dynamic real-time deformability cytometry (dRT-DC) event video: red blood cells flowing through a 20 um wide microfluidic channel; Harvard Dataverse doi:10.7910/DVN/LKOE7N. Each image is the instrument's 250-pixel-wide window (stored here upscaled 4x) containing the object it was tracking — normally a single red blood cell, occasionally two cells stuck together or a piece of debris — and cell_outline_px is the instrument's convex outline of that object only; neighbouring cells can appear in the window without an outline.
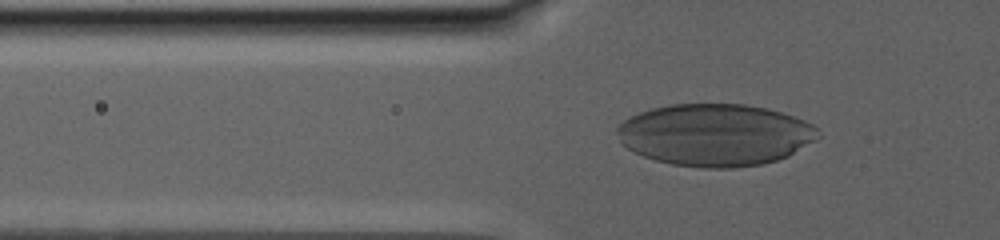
{"species": "human", "species_latin": "Homo sapiens", "temperature_condition": "warm", "stored_images_in_passage": 17, "camera_frame_rate_fps": 3000, "um_per_image_px": 0.085, "donor": {"sex": "male"}, "frame": {"image": 1, "passage_image": 3, "time_ms": 0.333, "image_size_px": [1000, 240], "cell_outline_px": [[820, 136], [816, 140], [788, 156], [776, 160], [760, 164], [732, 168], [700, 168], [672, 164], [656, 160], [644, 156], [628, 148], [620, 140], [616, 132], [616, 128], [624, 120], [640, 112], [652, 108], [668, 104], [744, 104], [768, 108], [804, 120], [812, 124], [816, 128]], "centroid_in_image_um": [60.79, 11.46], "position_along_channel_um": 65.0, "area_um2": 72.6}}